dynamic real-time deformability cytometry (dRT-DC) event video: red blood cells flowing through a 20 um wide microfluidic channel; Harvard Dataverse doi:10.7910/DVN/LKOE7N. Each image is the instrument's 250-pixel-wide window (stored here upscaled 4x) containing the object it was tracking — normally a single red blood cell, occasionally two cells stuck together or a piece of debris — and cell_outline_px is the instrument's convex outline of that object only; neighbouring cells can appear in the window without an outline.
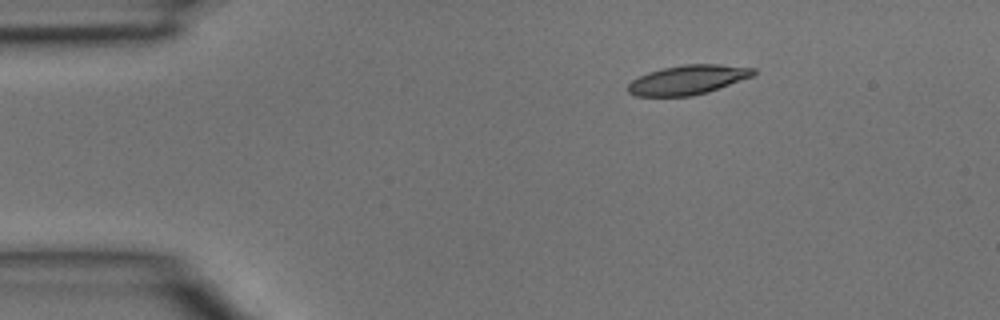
{"species": "common noctule bat (a hibernating species)", "species_latin": "Nyctalus noctula", "temperature_condition": "room temperature", "stored_images_in_passage": 3, "camera_frame_rate_fps": 3000, "um_per_image_px": 0.085, "animal": {"sex": "male", "body_mass_g": 15.6}, "frame": {"image": 1, "passage_image": 3, "time_ms": 0.667, "image_size_px": [1000, 320], "cell_outline_px": [[756, 72], [752, 76], [708, 92], [692, 96], [636, 96], [628, 92], [628, 84], [632, 80], [648, 72], [664, 68], [684, 64], [720, 64], [756, 68]], "centroid_in_image_um": [58.47, 6.78], "position_along_channel_um": 26.5, "area_um2": 21.39}}